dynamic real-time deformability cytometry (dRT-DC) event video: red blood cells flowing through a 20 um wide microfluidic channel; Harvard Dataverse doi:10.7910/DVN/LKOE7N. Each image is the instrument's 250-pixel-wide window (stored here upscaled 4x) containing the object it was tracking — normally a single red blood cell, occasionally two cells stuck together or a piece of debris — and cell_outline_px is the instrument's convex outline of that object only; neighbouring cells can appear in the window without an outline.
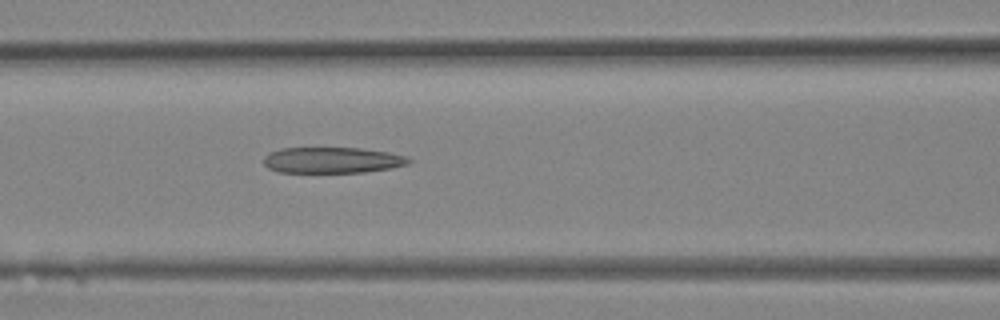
{"species": "Egyptian fruit bat (a non-hibernating species)", "species_latin": "Rousettus aegyptiacus", "temperature_condition": "room temperature", "stored_images_in_passage": 15, "camera_frame_rate_fps": 3000, "um_per_image_px": 0.085, "animal": {"sex": "female"}, "frame": {"image": 1, "passage_image": 13, "time_ms": 4.0, "image_size_px": [1000, 320], "cell_outline_px": [[412, 160], [408, 164], [392, 168], [364, 172], [280, 172], [268, 168], [264, 164], [264, 156], [268, 152], [280, 148], [360, 148], [388, 152], [408, 156]], "centroid_in_image_um": [28.25, 13.61], "position_along_channel_um": 138.4, "area_um2": 22.02}}
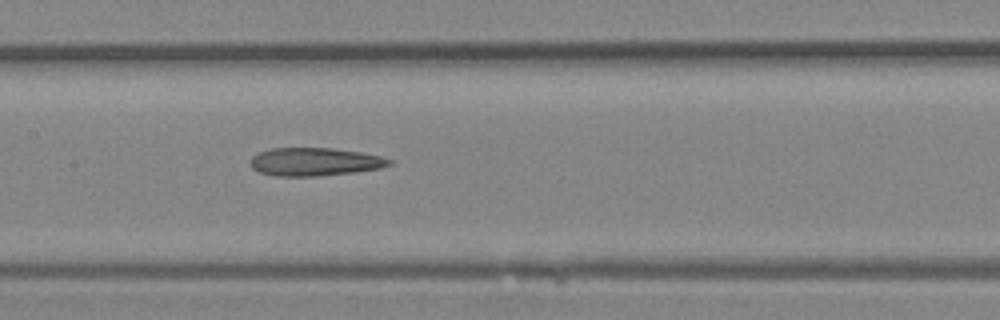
{"frame": {"image": 2, "passage_image": 15, "time_ms": 4.667, "image_size_px": [1000, 320], "cell_outline_px": [[396, 160], [392, 164], [380, 168], [352, 172], [316, 176], [276, 176], [260, 172], [252, 168], [252, 156], [256, 152], [272, 148], [332, 148], [360, 152], [380, 156]], "centroid_in_image_um": [26.77, 13.74], "position_along_channel_um": 180.6, "area_um2": 22.72}}